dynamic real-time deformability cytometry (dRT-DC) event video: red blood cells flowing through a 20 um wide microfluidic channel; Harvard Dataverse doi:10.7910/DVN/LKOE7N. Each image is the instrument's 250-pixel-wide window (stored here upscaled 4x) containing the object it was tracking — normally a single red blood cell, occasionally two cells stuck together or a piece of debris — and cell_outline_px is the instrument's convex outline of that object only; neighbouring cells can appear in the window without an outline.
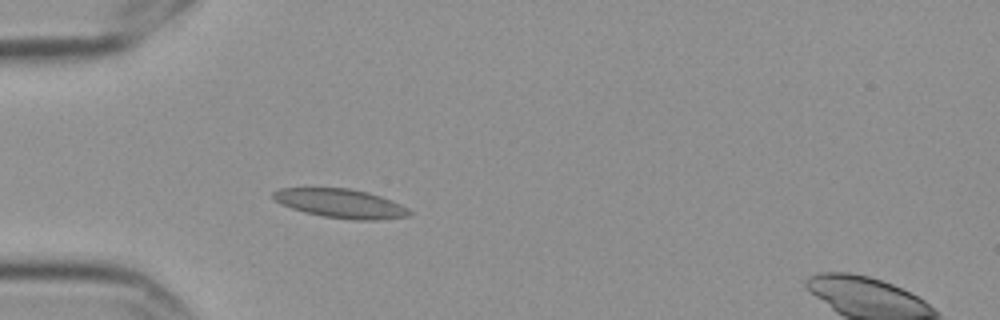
{"species": "Egyptian fruit bat (a non-hibernating species)", "species_latin": "Rousettus aegyptiacus", "temperature_condition": "cold", "stored_images_in_passage": 5, "segment_of_instrument_passage": [1, 2], "camera_frame_rate_fps": 3000, "um_per_image_px": 0.085, "frame": {"image": 1, "passage_image": 4, "time_ms": 1.0, "image_size_px": [1000, 320], "cell_outline_px": [[412, 212], [408, 216], [380, 220], [352, 220], [324, 216], [304, 212], [280, 204], [272, 196], [272, 192], [280, 188], [348, 188], [368, 192], [392, 200], [408, 208]], "centroid_in_image_um": [28.97, 17.29], "position_along_channel_um": 56.0, "area_um2": 23.0}}